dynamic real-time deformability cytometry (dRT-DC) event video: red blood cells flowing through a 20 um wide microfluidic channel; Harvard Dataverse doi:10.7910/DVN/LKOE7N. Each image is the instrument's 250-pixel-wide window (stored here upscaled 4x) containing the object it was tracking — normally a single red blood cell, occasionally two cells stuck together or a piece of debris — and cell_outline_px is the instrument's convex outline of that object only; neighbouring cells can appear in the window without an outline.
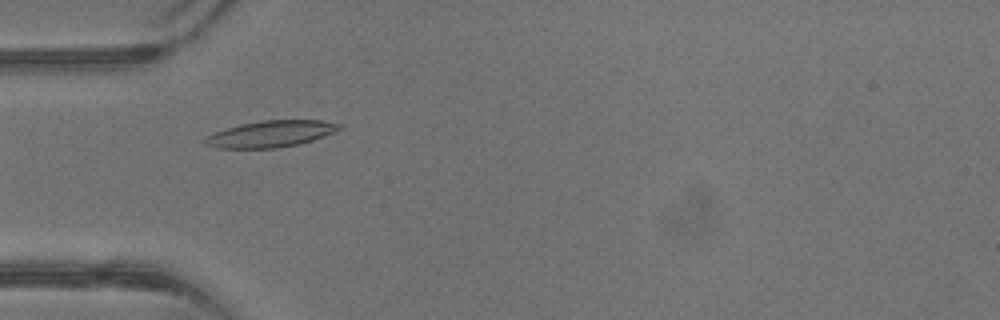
{"species": "common noctule bat (a hibernating species)", "species_latin": "Nyctalus noctula", "temperature_condition": "warm", "stored_images_in_passage": 41, "camera_frame_rate_fps": 3000, "um_per_image_px": 0.085, "animal": {"sex": "male", "body_mass_g": 13.3}, "frame": {"image": 1, "passage_image": 13, "time_ms": 4.0, "image_size_px": [1000, 320], "cell_outline_px": [[344, 124], [340, 128], [324, 136], [300, 144], [280, 148], [216, 148], [204, 144], [204, 140], [208, 136], [216, 132], [240, 124], [260, 120], [320, 120]], "centroid_in_image_um": [23.03, 11.38], "position_along_channel_um": 62.0, "area_um2": 20.63}}
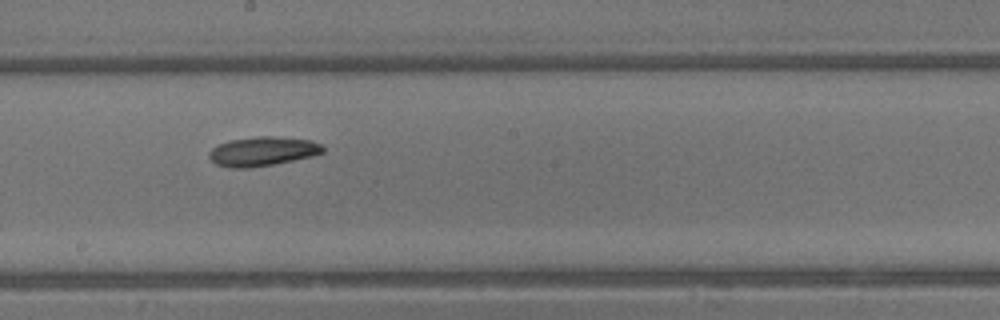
{"frame": {"image": 2, "passage_image": 23, "time_ms": 7.333, "image_size_px": [1000, 320], "cell_outline_px": [[324, 152], [312, 156], [272, 164], [248, 168], [228, 168], [216, 164], [208, 156], [208, 152], [212, 148], [228, 140], [256, 136], [272, 136], [312, 140], [320, 144], [324, 148]], "centroid_in_image_um": [22.29, 12.86], "position_along_channel_um": 225.9, "area_um2": 19.36}}
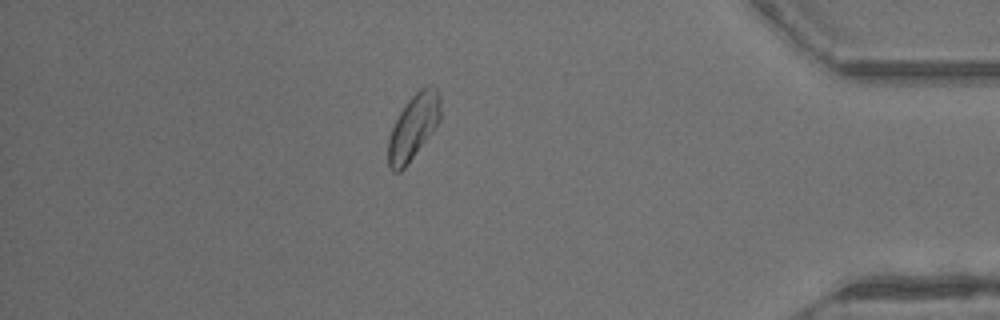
{"frame": {"image": 3, "passage_image": 36, "time_ms": 11.667, "image_size_px": [1000, 320], "cell_outline_px": [[440, 120], [432, 132], [404, 168], [400, 172], [392, 172], [388, 164], [388, 140], [392, 128], [400, 112], [408, 100], [420, 88], [436, 88], [440, 96]], "centroid_in_image_um": [35.12, 10.82], "position_along_channel_um": 400.1, "area_um2": 19.42}, "authors_computed_cell_mechanics": {"area_um2": 19.5364, "velocity_mm_per_s": 4.9709, "shape_relaxation_time_tau1_ms": 6.6753, "shape_relaxation_time_tau2_ms": null, "deformation_change_tau1": 0.1713, "deformation_change_tau2": null}}